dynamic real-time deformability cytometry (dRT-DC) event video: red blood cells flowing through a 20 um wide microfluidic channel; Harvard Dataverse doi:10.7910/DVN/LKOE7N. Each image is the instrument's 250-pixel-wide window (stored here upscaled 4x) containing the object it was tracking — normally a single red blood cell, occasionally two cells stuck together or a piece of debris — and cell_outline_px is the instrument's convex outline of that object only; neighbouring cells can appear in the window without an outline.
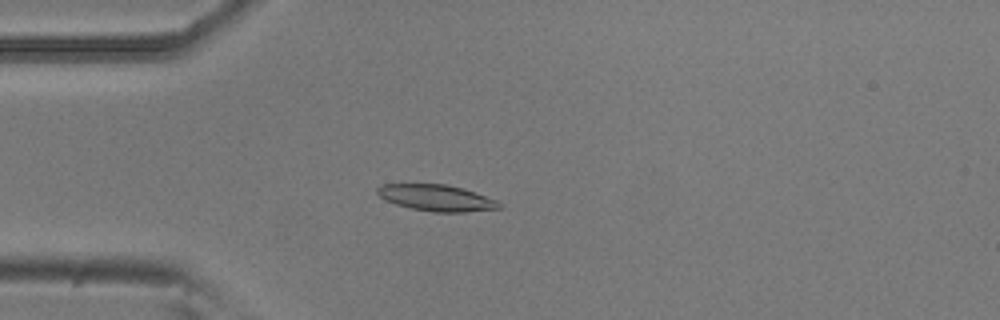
{"species": "common noctule bat (a hibernating species)", "species_latin": "Nyctalus noctula", "temperature_condition": "room temperature", "stored_images_in_passage": 53, "camera_frame_rate_fps": 3000, "um_per_image_px": 0.085, "animal": {"sex": "male", "body_mass_g": 20.5, "forearm_length_mm": 52.5}, "frame": {"image": 1, "passage_image": 14, "time_ms": 4.333, "image_size_px": [1000, 320], "cell_outline_px": [[504, 204], [500, 208], [464, 212], [432, 212], [412, 208], [396, 204], [384, 200], [376, 192], [376, 188], [384, 184], [448, 184], [464, 188], [496, 200]], "centroid_in_image_um": [37.11, 16.81], "position_along_channel_um": 47.9, "area_um2": 18.73}}
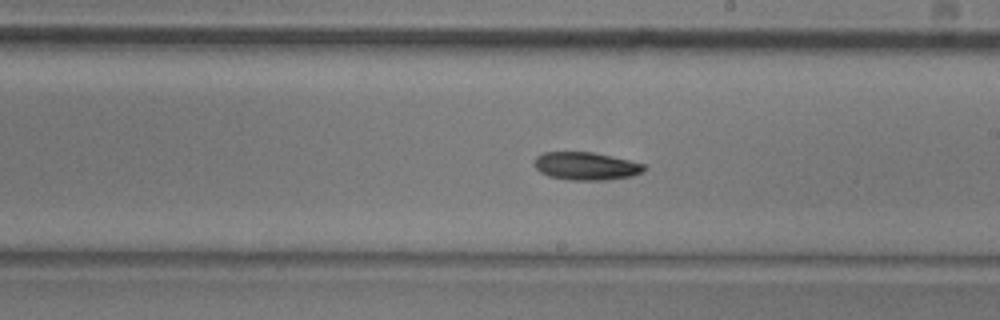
{"frame": {"image": 2, "passage_image": 30, "time_ms": 9.667, "image_size_px": [1000, 320], "cell_outline_px": [[644, 172], [632, 176], [608, 180], [568, 180], [548, 176], [540, 172], [532, 164], [536, 156], [544, 152], [592, 152], [612, 156], [644, 164]], "centroid_in_image_um": [49.78, 14.12], "position_along_channel_um": 239.2, "area_um2": 17.98}}
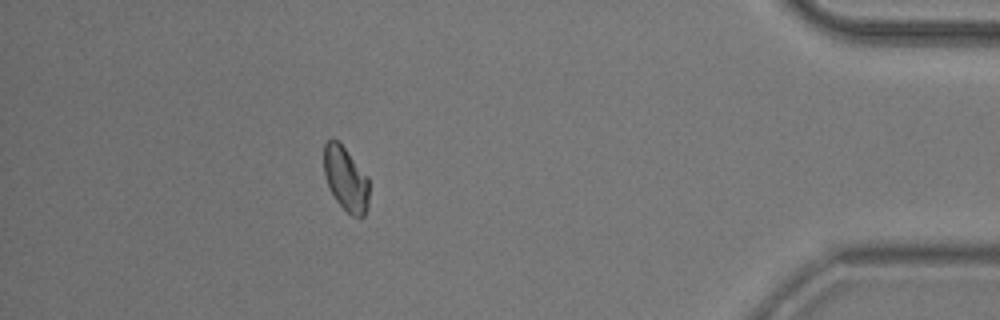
{"frame": {"image": 3, "passage_image": 47, "time_ms": 15.333, "image_size_px": [1000, 320], "cell_outline_px": [[368, 208], [364, 216], [352, 216], [336, 200], [328, 188], [324, 176], [324, 144], [328, 140], [336, 140], [344, 148], [368, 176]], "centroid_in_image_um": [29.38, 15.23], "position_along_channel_um": 405.8, "area_um2": 16.76}, "authors_computed_cell_mechanics": {"area_um2": 17.8024, "velocity_mm_per_s": 3.8117, "shape_relaxation_time_tau1_ms": 6.8159, "shape_relaxation_time_tau2_ms": null, "deformation_change_tau1": 0.1339, "deformation_change_tau2": null}}